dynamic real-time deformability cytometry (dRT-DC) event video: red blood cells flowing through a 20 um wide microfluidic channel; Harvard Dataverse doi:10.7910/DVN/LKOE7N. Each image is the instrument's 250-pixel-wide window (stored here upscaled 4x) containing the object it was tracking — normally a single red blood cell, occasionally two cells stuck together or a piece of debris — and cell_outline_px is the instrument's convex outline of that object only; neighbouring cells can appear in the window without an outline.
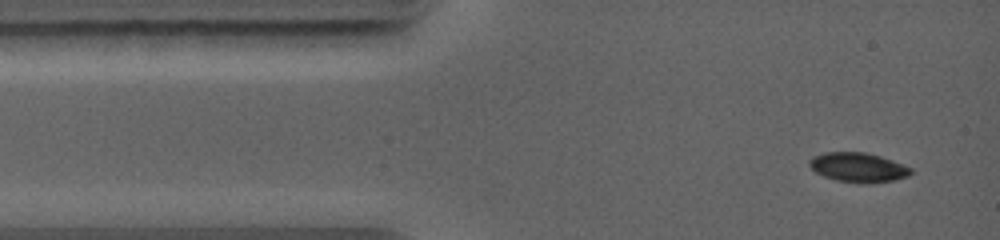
{"species": "common noctule bat (a hibernating species)", "species_latin": "Nyctalus noctula", "temperature_condition": "warm", "stored_images_in_passage": 3, "camera_frame_rate_fps": 5000, "um_per_image_px": 0.085, "animal": {"sex": "female", "body_mass_g": 19.0, "forearm_length_mm": 56.7}, "frame": {"image": 1, "passage_image": 1, "time_ms": 0.0, "image_size_px": [1000, 240], "cell_outline_px": [[912, 172], [908, 176], [896, 180], [868, 184], [836, 180], [824, 176], [816, 172], [808, 164], [808, 160], [812, 156], [824, 152], [864, 152], [880, 156], [892, 160], [912, 168]], "centroid_in_image_um": [72.94, 14.23], "position_along_channel_um": 12.1, "area_um2": 17.51}}
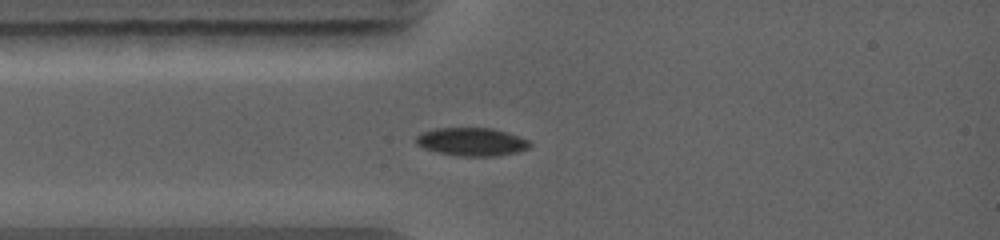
{"frame": {"image": 2, "passage_image": 3, "time_ms": 1.8, "image_size_px": [1000, 240], "cell_outline_px": [[532, 144], [528, 148], [516, 152], [496, 156], [460, 156], [440, 152], [424, 148], [416, 144], [416, 136], [420, 132], [436, 128], [492, 128], [508, 132], [528, 140]], "centroid_in_image_um": [40.09, 12.04], "position_along_channel_um": 44.9, "area_um2": 18.61}}